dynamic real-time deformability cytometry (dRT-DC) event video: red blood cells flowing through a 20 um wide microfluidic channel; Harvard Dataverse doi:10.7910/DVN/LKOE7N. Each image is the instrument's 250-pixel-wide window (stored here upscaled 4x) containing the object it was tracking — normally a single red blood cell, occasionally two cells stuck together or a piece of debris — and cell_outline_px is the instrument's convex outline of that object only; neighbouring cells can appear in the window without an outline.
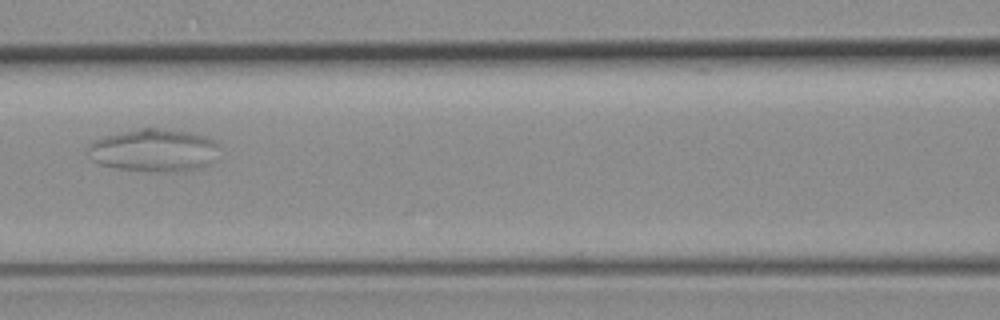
{"species": "common noctule bat (a hibernating species)", "species_latin": "Nyctalus noctula", "temperature_condition": "room temperature", "stored_images_in_passage": 8, "camera_frame_rate_fps": 3000, "um_per_image_px": 0.085, "animal": {"sex": "female", "body_mass_g": 19.3, "forearm_length_mm": 54.1}, "frame": {"image": 1, "passage_image": 3, "time_ms": 2.333, "image_size_px": [1000, 320], "cell_outline_px": [[216, 144], [212, 160], [204, 168], [168, 172], [116, 168], [100, 164], [92, 160], [88, 148], [96, 140], [104, 136], [140, 128], [156, 128], [192, 132], [204, 136], [212, 140]], "centroid_in_image_um": [13.06, 12.77], "position_along_channel_um": 153.5, "area_um2": 32.02}}
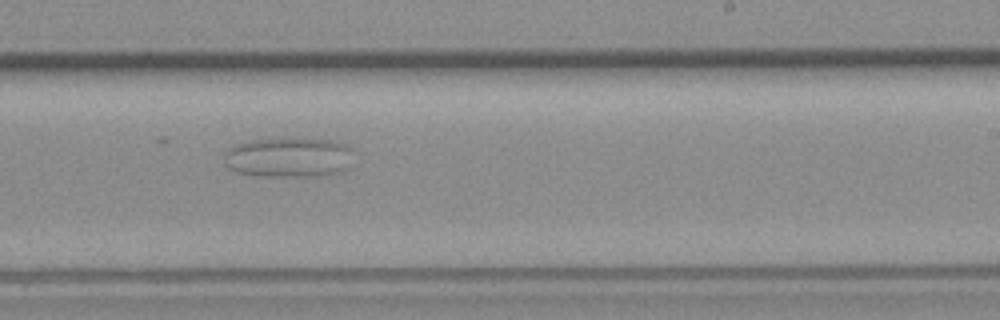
{"frame": {"image": 2, "passage_image": 6, "time_ms": 5.667, "image_size_px": [1000, 320], "cell_outline_px": [[352, 148], [348, 168], [344, 172], [320, 176], [256, 176], [236, 172], [228, 168], [224, 164], [224, 156], [228, 148], [232, 144], [248, 140], [284, 136], [332, 140], [348, 144]], "centroid_in_image_um": [24.51, 13.34], "position_along_channel_um": 264.5, "area_um2": 31.39}}